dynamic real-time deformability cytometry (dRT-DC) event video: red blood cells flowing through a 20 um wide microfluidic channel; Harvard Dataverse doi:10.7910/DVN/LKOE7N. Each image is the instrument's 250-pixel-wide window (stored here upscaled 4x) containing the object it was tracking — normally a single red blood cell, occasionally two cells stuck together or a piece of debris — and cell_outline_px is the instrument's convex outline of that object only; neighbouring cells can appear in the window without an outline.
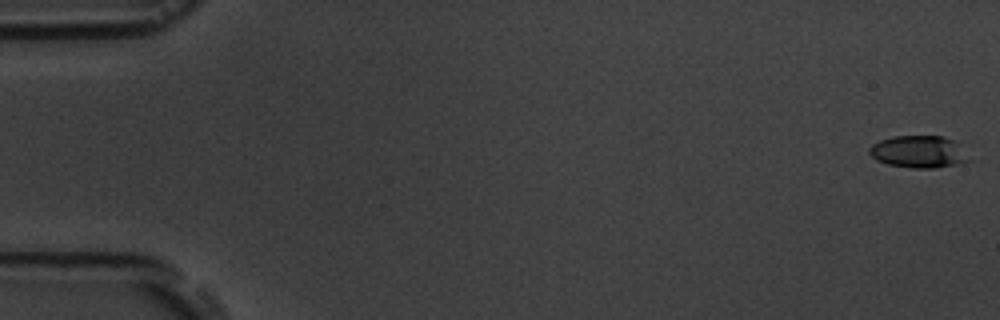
{"species": "common noctule bat (a hibernating species)", "species_latin": "Nyctalus noctula", "temperature_condition": "room temperature", "stored_images_in_passage": 5, "camera_frame_rate_fps": 3000, "um_per_image_px": 0.085, "animal": {"sex": "male", "body_mass_g": 19.5, "forearm_length_mm": 54.6}, "frame": {"image": 1, "passage_image": 1, "time_ms": 0.0, "image_size_px": [1000, 320], "cell_outline_px": [[972, 160], [956, 164], [936, 168], [912, 168], [888, 164], [876, 160], [868, 152], [868, 148], [872, 144], [880, 140], [892, 136], [940, 136], [956, 140]], "centroid_in_image_um": [78.1, 12.89], "position_along_channel_um": 6.9, "area_um2": 18.84}}
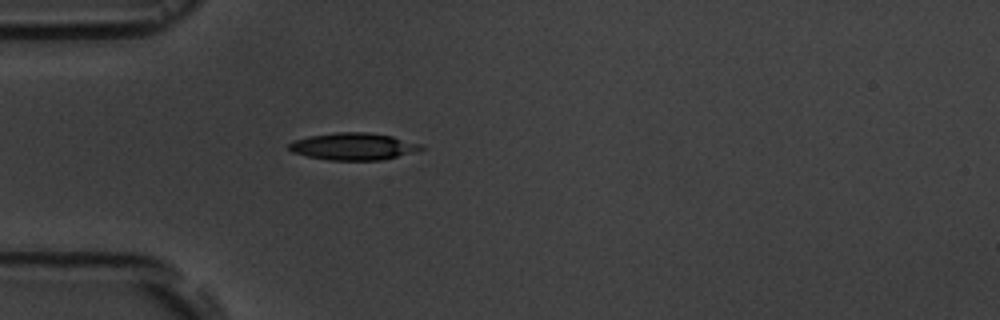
{"frame": {"image": 2, "passage_image": 5, "time_ms": 5.333, "image_size_px": [1000, 320], "cell_outline_px": [[424, 148], [396, 156], [380, 160], [332, 160], [308, 156], [292, 152], [288, 148], [288, 144], [292, 140], [308, 136], [336, 132], [368, 132], [392, 136], [424, 144]], "centroid_in_image_um": [30.0, 12.43], "position_along_channel_um": 55.0, "area_um2": 20.75}}